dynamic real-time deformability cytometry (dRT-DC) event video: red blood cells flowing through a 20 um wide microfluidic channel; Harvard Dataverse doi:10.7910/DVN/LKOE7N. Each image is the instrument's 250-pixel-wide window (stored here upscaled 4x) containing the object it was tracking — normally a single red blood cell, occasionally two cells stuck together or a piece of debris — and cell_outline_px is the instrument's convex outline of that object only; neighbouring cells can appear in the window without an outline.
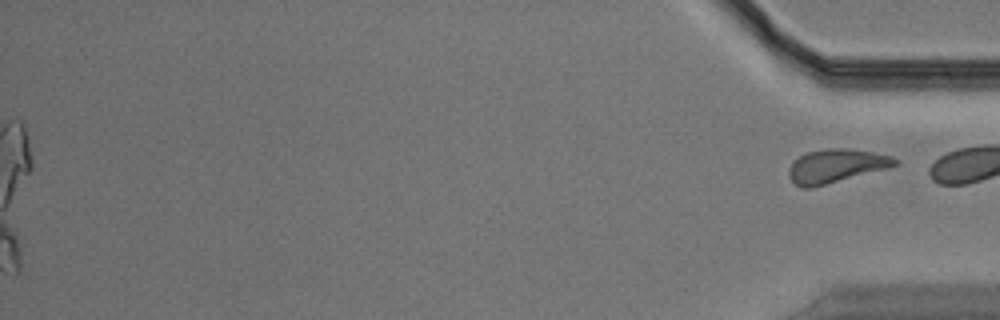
{"species": "Egyptian fruit bat (a non-hibernating species)", "species_latin": "Rousettus aegyptiacus", "temperature_condition": "warm", "stored_images_in_passage": 47, "camera_frame_rate_fps": 3000, "um_per_image_px": 0.085, "animal": {"sex": "male"}, "frame": {"image": 1, "passage_image": 47, "time_ms": 15.333, "image_size_px": [1000, 320], "cell_outline_px": [[900, 164], [888, 168], [812, 188], [800, 188], [788, 176], [788, 168], [800, 156], [808, 152], [828, 148], [848, 148], [872, 152], [892, 156], [900, 160]], "centroid_in_image_um": [71.09, 14.11], "position_along_channel_um": 364.1, "area_um2": 20.81}}